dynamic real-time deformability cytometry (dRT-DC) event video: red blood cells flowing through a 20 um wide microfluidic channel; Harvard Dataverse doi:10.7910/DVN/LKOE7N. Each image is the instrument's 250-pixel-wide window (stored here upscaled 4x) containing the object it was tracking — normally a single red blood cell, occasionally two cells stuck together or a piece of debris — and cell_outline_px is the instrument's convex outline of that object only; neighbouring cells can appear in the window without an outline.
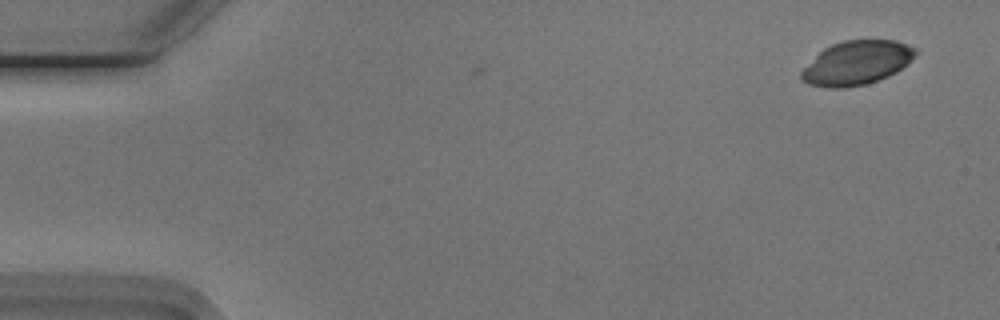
{"species": "Egyptian fruit bat (a non-hibernating species)", "species_latin": "Rousettus aegyptiacus", "temperature_condition": "cold", "stored_images_in_passage": 4, "camera_frame_rate_fps": 3000, "um_per_image_px": 0.085, "animal": {"sex": "male"}, "frame": {"image": 1, "passage_image": 1, "time_ms": 0.0, "image_size_px": [1000, 320], "cell_outline_px": [[916, 52], [896, 72], [888, 76], [864, 84], [844, 88], [828, 88], [808, 84], [800, 80], [800, 72], [824, 48], [832, 44], [844, 40], [896, 40], [916, 48]], "centroid_in_image_um": [72.76, 5.34], "position_along_channel_um": 12.2, "area_um2": 28.78}}